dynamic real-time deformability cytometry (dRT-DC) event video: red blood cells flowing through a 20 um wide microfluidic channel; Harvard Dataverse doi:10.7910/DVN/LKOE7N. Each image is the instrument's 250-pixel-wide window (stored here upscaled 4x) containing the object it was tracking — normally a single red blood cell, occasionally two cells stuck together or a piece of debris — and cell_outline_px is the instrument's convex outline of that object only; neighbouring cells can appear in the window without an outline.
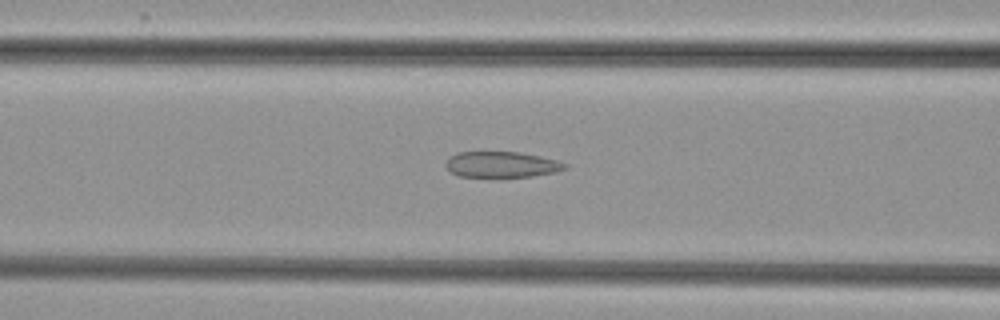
{"species": "common noctule bat (a hibernating species)", "species_latin": "Nyctalus noctula", "temperature_condition": "cold", "stored_images_in_passage": 49, "camera_frame_rate_fps": 3000, "um_per_image_px": 0.085, "animal": {"sex": "female", "body_mass_g": 29.2, "forearm_length_mm": 56.3}, "frame": {"image": 1, "passage_image": 18, "time_ms": 5.667, "image_size_px": [1000, 320], "cell_outline_px": [[568, 168], [556, 172], [532, 176], [460, 176], [452, 172], [444, 164], [448, 156], [456, 152], [520, 152], [540, 156], [556, 160], [568, 164]], "centroid_in_image_um": [42.64, 13.96], "position_along_channel_um": 124.0, "area_um2": 17.86}}
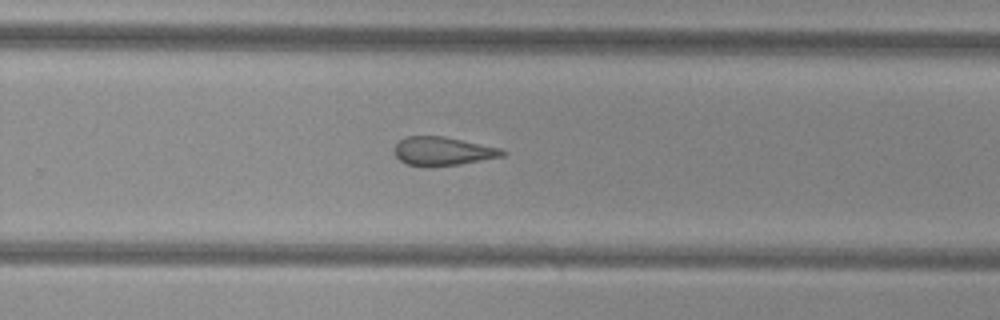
{"frame": {"image": 2, "passage_image": 31, "time_ms": 10.0, "image_size_px": [1000, 320], "cell_outline_px": [[508, 152], [504, 156], [460, 164], [428, 168], [404, 164], [396, 156], [392, 148], [404, 136], [444, 136], [500, 148]], "centroid_in_image_um": [37.59, 12.87], "position_along_channel_um": 292.2, "area_um2": 18.38}}
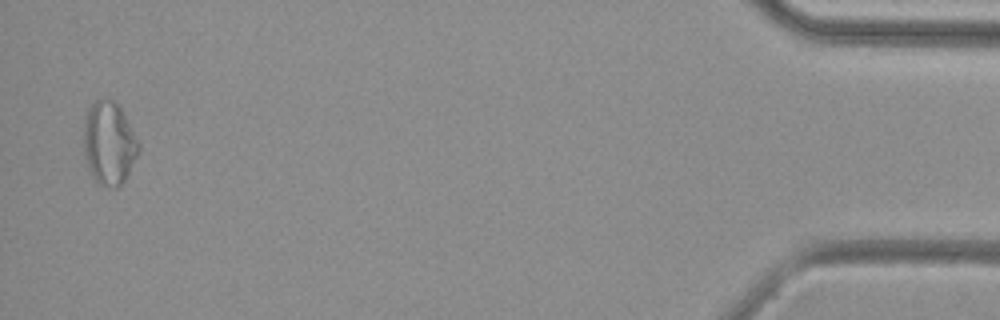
{"frame": {"image": 3, "passage_image": 48, "time_ms": 15.667, "image_size_px": [1000, 320], "cell_outline_px": [[140, 152], [124, 180], [116, 188], [100, 184], [92, 176], [88, 168], [84, 152], [84, 116], [88, 108], [96, 100], [112, 100], [120, 108], [140, 144]], "centroid_in_image_um": [9.26, 12.18], "position_along_channel_um": 425.9, "area_um2": 26.3}}